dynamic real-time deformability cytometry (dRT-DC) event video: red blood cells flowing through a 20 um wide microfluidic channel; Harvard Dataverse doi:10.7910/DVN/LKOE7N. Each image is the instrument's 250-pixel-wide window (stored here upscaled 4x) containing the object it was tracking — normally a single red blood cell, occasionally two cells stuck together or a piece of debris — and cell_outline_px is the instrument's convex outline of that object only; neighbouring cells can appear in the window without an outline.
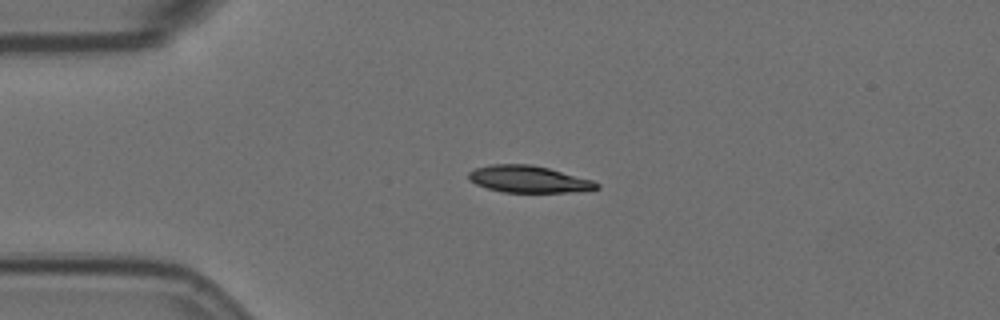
{"species": "Egyptian fruit bat (a non-hibernating species)", "species_latin": "Rousettus aegyptiacus", "temperature_condition": "room temperature", "stored_images_in_passage": 45, "camera_frame_rate_fps": 3000, "um_per_image_px": 0.085, "animal": {"sex": "female"}, "frame": {"image": 1, "passage_image": 1, "time_ms": 0.0, "image_size_px": [1000, 320], "cell_outline_px": [[600, 188], [568, 192], [504, 192], [488, 188], [476, 184], [468, 180], [468, 172], [476, 168], [492, 164], [532, 164], [548, 168], [592, 180], [600, 184]], "centroid_in_image_um": [44.9, 15.22], "position_along_channel_um": 40.1, "area_um2": 19.88}}
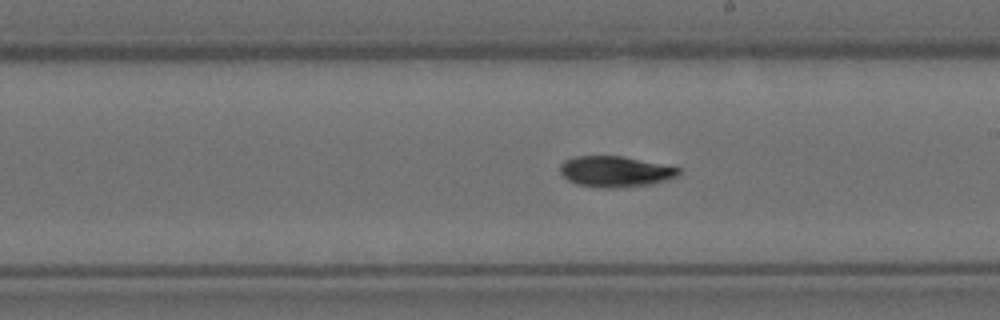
{"frame": {"image": 2, "passage_image": 20, "time_ms": 6.333, "image_size_px": [1000, 320], "cell_outline_px": [[680, 172], [676, 176], [652, 184], [616, 188], [604, 188], [576, 184], [568, 180], [560, 172], [560, 164], [564, 160], [576, 156], [620, 156], [680, 168]], "centroid_in_image_um": [52.24, 14.59], "position_along_channel_um": 236.8, "area_um2": 21.04}}
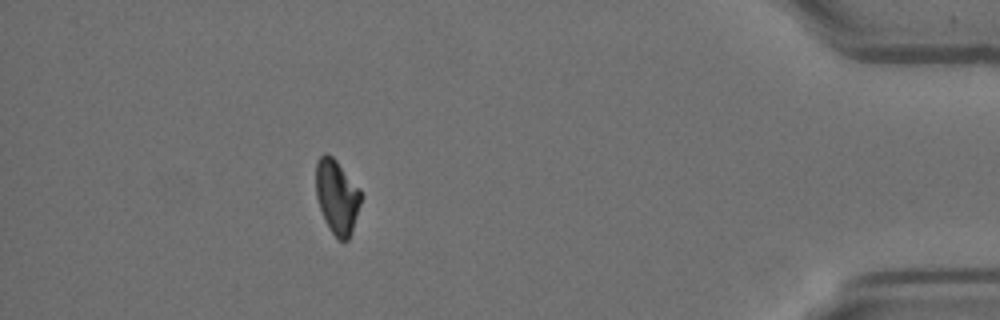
{"frame": {"image": 3, "passage_image": 39, "time_ms": 12.667, "image_size_px": [1000, 320], "cell_outline_px": [[360, 204], [352, 232], [348, 240], [340, 240], [328, 228], [324, 220], [316, 196], [316, 160], [324, 152], [332, 156], [336, 160], [360, 188]], "centroid_in_image_um": [28.62, 16.7], "position_along_channel_um": 406.6, "area_um2": 19.42}, "authors_computed_cell_mechanics": {"area_um2": 20.9814, "velocity_mm_per_s": 3.5143, "shape_relaxation_time_tau1_ms": 4.2442, "shape_relaxation_time_tau2_ms": 5.3579, "deformation_change_tau1": 0.1569, "deformation_change_tau2": 0.0883}}